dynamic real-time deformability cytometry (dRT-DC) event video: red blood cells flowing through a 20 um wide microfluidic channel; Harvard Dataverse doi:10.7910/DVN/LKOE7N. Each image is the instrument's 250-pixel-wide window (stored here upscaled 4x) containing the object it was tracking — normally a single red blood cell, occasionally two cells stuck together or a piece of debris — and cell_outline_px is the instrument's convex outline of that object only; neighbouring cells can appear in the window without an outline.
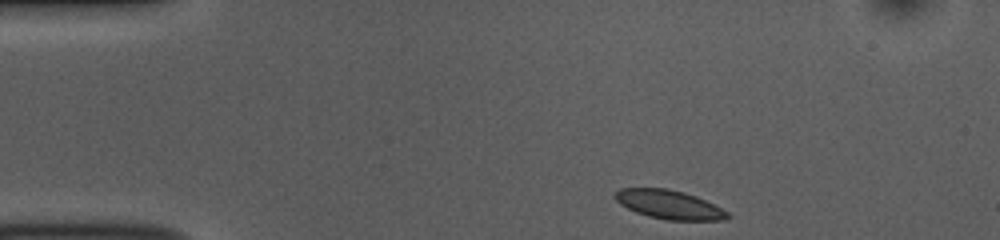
{"species": "common noctule bat (a hibernating species)", "species_latin": "Nyctalus noctula", "temperature_condition": "room temperature", "stored_images_in_passage": 45, "camera_frame_rate_fps": 3000, "um_per_image_px": 0.085, "animal": {"sex": "female", "body_mass_g": 10.0, "forearm_length_mm": 53.1}, "frame": {"image": 1, "passage_image": 1, "time_ms": 0.0, "image_size_px": [1000, 240], "cell_outline_px": [[732, 216], [724, 220], [668, 220], [648, 216], [636, 212], [620, 204], [612, 196], [620, 188], [668, 188], [684, 192], [696, 196], [728, 212]], "centroid_in_image_um": [56.86, 17.38], "position_along_channel_um": 28.1, "area_um2": 18.84}}
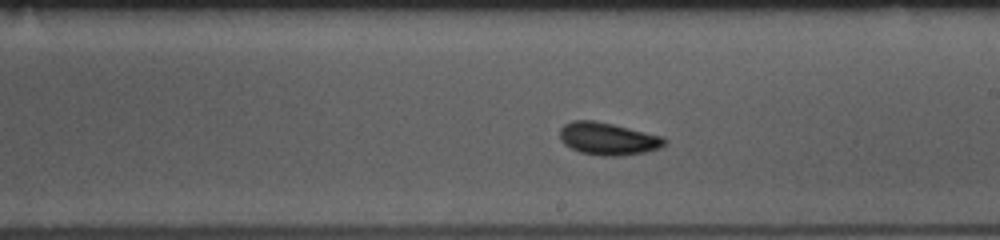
{"frame": {"image": 2, "passage_image": 22, "time_ms": 7.0, "image_size_px": [1000, 240], "cell_outline_px": [[668, 140], [660, 148], [644, 152], [620, 156], [600, 156], [580, 152], [564, 144], [560, 140], [560, 128], [564, 124], [572, 120], [596, 120], [664, 136]], "centroid_in_image_um": [51.68, 11.78], "position_along_channel_um": 237.3, "area_um2": 20.0}}
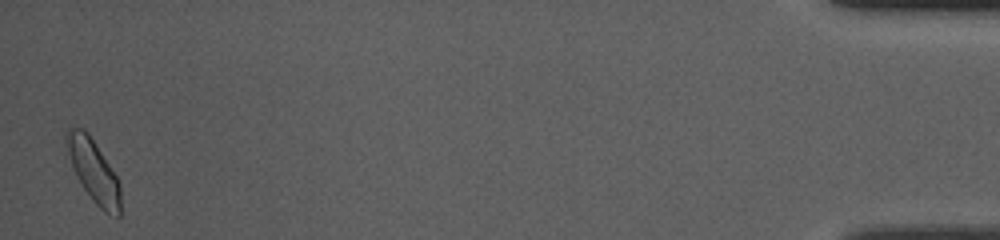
{"frame": {"image": 3, "passage_image": 44, "time_ms": 14.333, "image_size_px": [1000, 240], "cell_outline_px": [[120, 216], [116, 216], [104, 212], [92, 200], [76, 176], [64, 140], [64, 132], [68, 128], [84, 128], [88, 132], [116, 176], [120, 184]], "centroid_in_image_um": [7.93, 14.5], "position_along_channel_um": 427.3, "area_um2": 19.42}, "authors_computed_cell_mechanics": {"area_um2": 18.8428, "velocity_mm_per_s": 3.7969, "shape_relaxation_time_tau1_ms": 4.1152, "shape_relaxation_time_tau2_ms": 1.7297, "deformation_change_tau1": 0.08, "deformation_change_tau2": 0.0645}}